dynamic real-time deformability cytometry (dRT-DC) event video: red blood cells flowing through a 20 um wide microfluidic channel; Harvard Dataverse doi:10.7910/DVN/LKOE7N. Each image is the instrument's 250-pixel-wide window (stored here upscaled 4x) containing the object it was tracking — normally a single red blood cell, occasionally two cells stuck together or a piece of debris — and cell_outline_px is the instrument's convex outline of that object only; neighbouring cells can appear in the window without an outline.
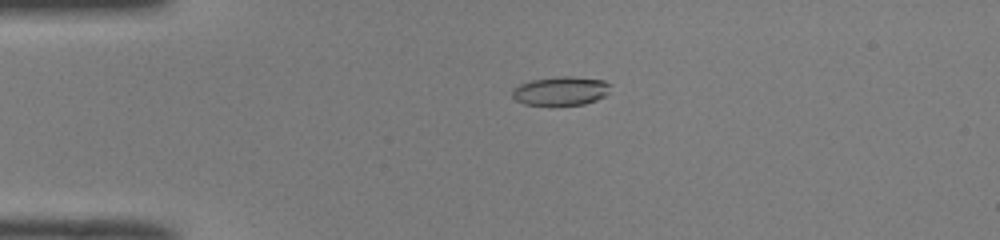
{"species": "common noctule bat (a hibernating species)", "species_latin": "Nyctalus noctula", "temperature_condition": "room temperature", "stored_images_in_passage": 47, "camera_frame_rate_fps": 3000, "um_per_image_px": 0.085, "animal": {"sex": "male", "body_mass_g": 19.0, "forearm_length_mm": 50.8}, "frame": {"image": 1, "passage_image": 8, "time_ms": 2.333, "image_size_px": [1000, 240], "cell_outline_px": [[612, 84], [608, 92], [604, 96], [596, 100], [584, 104], [552, 108], [524, 104], [516, 100], [512, 96], [512, 88], [520, 84], [532, 80], [560, 76], [572, 76], [604, 80]], "centroid_in_image_um": [47.65, 7.77], "position_along_channel_um": 37.3, "area_um2": 17.22}}
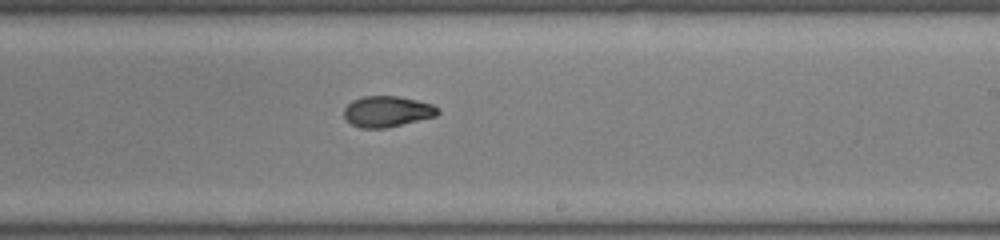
{"frame": {"image": 2, "passage_image": 27, "time_ms": 8.667, "image_size_px": [1000, 240], "cell_outline_px": [[440, 112], [436, 116], [384, 128], [360, 128], [352, 124], [344, 116], [344, 108], [352, 100], [364, 96], [400, 96], [432, 104], [440, 108]], "centroid_in_image_um": [32.92, 9.46], "position_along_channel_um": 256.1, "area_um2": 16.82}}
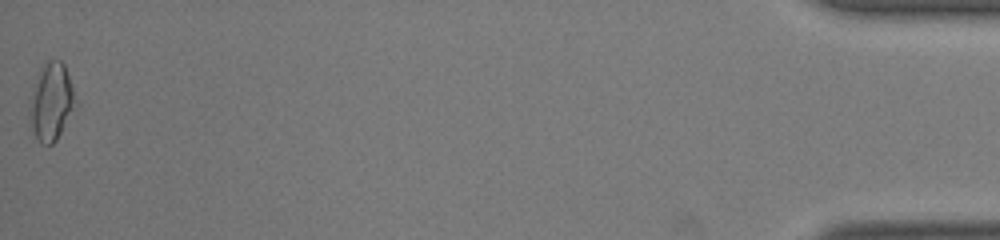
{"frame": {"image": 3, "passage_image": 47, "time_ms": 15.333, "image_size_px": [1000, 240], "cell_outline_px": [[80, 104], [56, 140], [52, 144], [40, 144], [36, 140], [32, 132], [28, 120], [28, 100], [36, 72], [44, 60], [60, 60], [64, 64]], "centroid_in_image_um": [4.34, 8.64], "position_along_channel_um": 430.9, "area_um2": 22.2}, "authors_computed_cell_mechanics": {"area_um2": 17.1666, "velocity_mm_per_s": 4.0318, "shape_relaxation_time_tau1_ms": null, "shape_relaxation_time_tau2_ms": 2.3531, "deformation_change_tau1": null, "deformation_change_tau2": 0.0674}}